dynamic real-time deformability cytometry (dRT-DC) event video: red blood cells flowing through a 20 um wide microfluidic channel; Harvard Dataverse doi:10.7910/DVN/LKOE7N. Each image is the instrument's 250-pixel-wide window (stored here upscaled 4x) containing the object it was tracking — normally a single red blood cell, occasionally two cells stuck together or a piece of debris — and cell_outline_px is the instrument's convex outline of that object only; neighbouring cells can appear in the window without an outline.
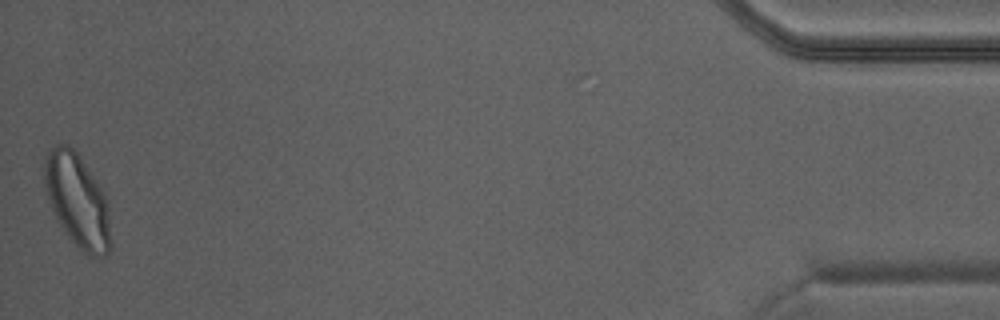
{"species": "Egyptian fruit bat (a non-hibernating species)", "species_latin": "Rousettus aegyptiacus", "temperature_condition": "warm", "stored_images_in_passage": 42, "camera_frame_rate_fps": 3000, "um_per_image_px": 0.085, "animal": {"sex": "male"}, "frame": {"image": 1, "passage_image": 42, "time_ms": 13.667, "image_size_px": [1000, 320], "cell_outline_px": [[112, 244], [108, 252], [104, 256], [92, 256], [84, 252], [64, 232], [48, 200], [44, 180], [44, 156], [56, 144], [68, 144], [76, 152], [100, 188], [104, 196], [108, 208]], "centroid_in_image_um": [6.57, 17.06], "position_along_channel_um": 428.6, "area_um2": 35.37}}